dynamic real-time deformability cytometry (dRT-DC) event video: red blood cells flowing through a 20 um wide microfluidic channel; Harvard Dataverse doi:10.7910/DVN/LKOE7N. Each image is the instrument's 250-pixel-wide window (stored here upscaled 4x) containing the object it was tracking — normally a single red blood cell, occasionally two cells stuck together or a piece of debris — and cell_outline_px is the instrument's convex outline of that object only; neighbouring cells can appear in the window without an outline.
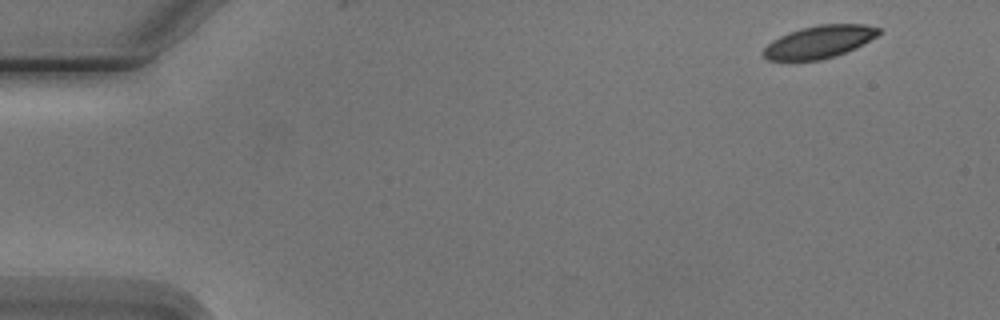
{"species": "Egyptian fruit bat (a non-hibernating species)", "species_latin": "Rousettus aegyptiacus", "temperature_condition": "cold", "stored_images_in_passage": 2, "camera_frame_rate_fps": 3000, "um_per_image_px": 0.085, "animal": {"sex": "male"}, "frame": {"image": 1, "passage_image": 1, "time_ms": 0.0, "image_size_px": [1000, 320], "cell_outline_px": [[880, 32], [876, 36], [856, 48], [836, 56], [820, 60], [768, 60], [764, 56], [764, 48], [772, 40], [788, 32], [800, 28], [816, 24], [864, 24], [880, 28]], "centroid_in_image_um": [69.64, 3.55], "position_along_channel_um": 15.4, "area_um2": 21.85}}